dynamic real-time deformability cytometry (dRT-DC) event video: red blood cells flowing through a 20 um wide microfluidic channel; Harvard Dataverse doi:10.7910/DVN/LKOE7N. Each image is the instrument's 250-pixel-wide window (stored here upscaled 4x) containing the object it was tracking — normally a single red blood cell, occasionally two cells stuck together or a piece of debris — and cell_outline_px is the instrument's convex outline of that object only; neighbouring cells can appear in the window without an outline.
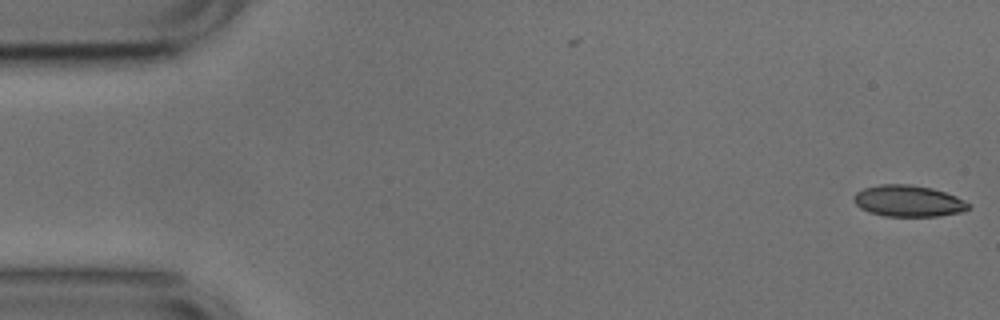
{"species": "common noctule bat (a hibernating species)", "species_latin": "Nyctalus noctula", "temperature_condition": "cold", "stored_images_in_passage": 2, "camera_frame_rate_fps": 3000, "um_per_image_px": 0.085, "animal": {"sex": "male", "body_mass_g": 17.9, "forearm_length_mm": 54.2}, "frame": {"image": 1, "passage_image": 2, "time_ms": 0.333, "image_size_px": [1000, 320], "cell_outline_px": [[968, 208], [964, 212], [936, 216], [884, 216], [868, 212], [860, 208], [852, 200], [852, 196], [856, 192], [864, 188], [880, 184], [908, 184], [932, 188], [956, 196], [964, 200], [968, 204]], "centroid_in_image_um": [77.16, 17.08], "position_along_channel_um": 7.8, "area_um2": 21.04}}